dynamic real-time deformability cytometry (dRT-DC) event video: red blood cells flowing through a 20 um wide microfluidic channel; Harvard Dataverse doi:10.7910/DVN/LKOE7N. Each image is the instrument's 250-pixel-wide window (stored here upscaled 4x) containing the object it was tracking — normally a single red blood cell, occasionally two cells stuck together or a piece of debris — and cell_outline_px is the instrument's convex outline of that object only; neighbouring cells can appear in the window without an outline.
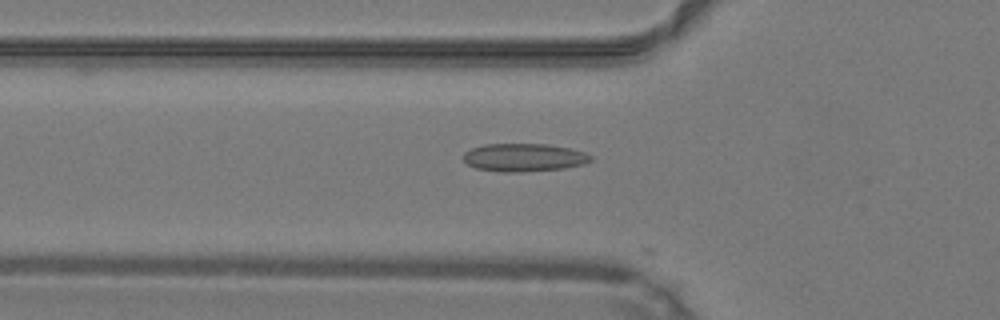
{"species": "common noctule bat (a hibernating species)", "species_latin": "Nyctalus noctula", "temperature_condition": "warm", "stored_images_in_passage": 20, "camera_frame_rate_fps": 3000, "um_per_image_px": 0.085, "animal": {"sex": "male", "body_mass_g": 19.2, "forearm_length_mm": 51.8}, "frame": {"image": 1, "passage_image": 17, "time_ms": 5.333, "image_size_px": [1000, 320], "cell_outline_px": [[592, 160], [584, 164], [564, 168], [520, 172], [500, 172], [476, 168], [468, 164], [464, 160], [464, 152], [472, 148], [484, 144], [548, 144], [572, 148], [584, 152], [592, 156]], "centroid_in_image_um": [44.55, 13.38], "position_along_channel_um": 81.2, "area_um2": 20.87}}